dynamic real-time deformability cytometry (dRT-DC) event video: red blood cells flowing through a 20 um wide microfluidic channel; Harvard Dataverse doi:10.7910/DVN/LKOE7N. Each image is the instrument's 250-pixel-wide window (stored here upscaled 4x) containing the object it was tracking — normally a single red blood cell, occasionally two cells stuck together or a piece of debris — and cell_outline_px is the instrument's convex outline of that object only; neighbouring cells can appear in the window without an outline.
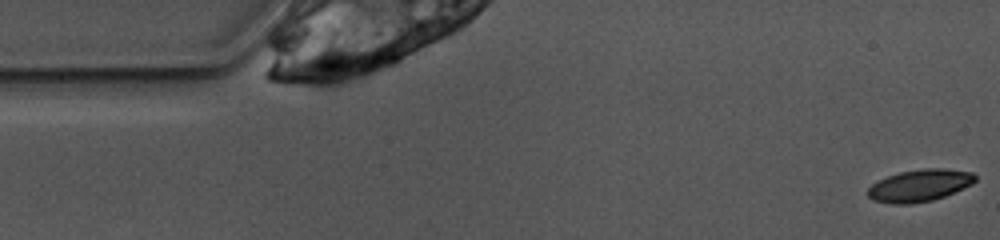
{"species": "common noctule bat (a hibernating species)", "species_latin": "Nyctalus noctula", "temperature_condition": "warm", "stored_images_in_passage": 6, "camera_frame_rate_fps": 3000, "um_per_image_px": 0.085, "animal": {"sex": "female", "body_mass_g": 10.0, "forearm_length_mm": 53.1}, "frame": {"image": 1, "passage_image": 1, "time_ms": 0.0, "image_size_px": [1000, 240], "cell_outline_px": [[976, 180], [972, 184], [944, 196], [932, 200], [912, 204], [892, 204], [872, 200], [868, 196], [868, 188], [872, 184], [888, 176], [900, 172], [924, 168], [944, 168], [972, 172], [976, 176]], "centroid_in_image_um": [78.17, 15.77], "position_along_channel_um": 6.8, "area_um2": 20.0}}